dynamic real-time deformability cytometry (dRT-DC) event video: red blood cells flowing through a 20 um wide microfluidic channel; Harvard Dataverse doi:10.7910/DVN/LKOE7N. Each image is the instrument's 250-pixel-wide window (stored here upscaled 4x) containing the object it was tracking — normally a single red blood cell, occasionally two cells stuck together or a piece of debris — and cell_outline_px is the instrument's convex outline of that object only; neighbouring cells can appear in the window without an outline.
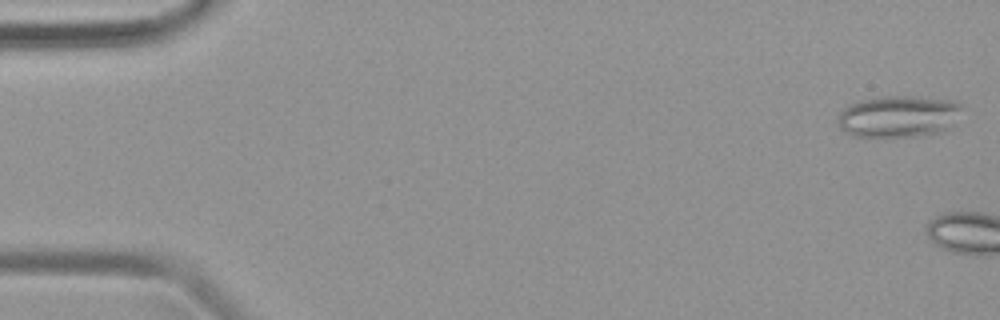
{"species": "common noctule bat (a hibernating species)", "species_latin": "Nyctalus noctula", "temperature_condition": "warm", "stored_images_in_passage": 4, "camera_frame_rate_fps": 3000, "um_per_image_px": 0.085, "animal": {"sex": "female", "body_mass_g": 19.9}, "frame": {"image": 1, "passage_image": 1, "time_ms": 0.0, "image_size_px": [1000, 320], "cell_outline_px": [[964, 104], [944, 128], [940, 132], [916, 136], [852, 136], [844, 132], [840, 128], [840, 112], [848, 104], [860, 100], [884, 96], [916, 96], [960, 100]], "centroid_in_image_um": [76.34, 9.86], "position_along_channel_um": 8.7, "area_um2": 29.77}}